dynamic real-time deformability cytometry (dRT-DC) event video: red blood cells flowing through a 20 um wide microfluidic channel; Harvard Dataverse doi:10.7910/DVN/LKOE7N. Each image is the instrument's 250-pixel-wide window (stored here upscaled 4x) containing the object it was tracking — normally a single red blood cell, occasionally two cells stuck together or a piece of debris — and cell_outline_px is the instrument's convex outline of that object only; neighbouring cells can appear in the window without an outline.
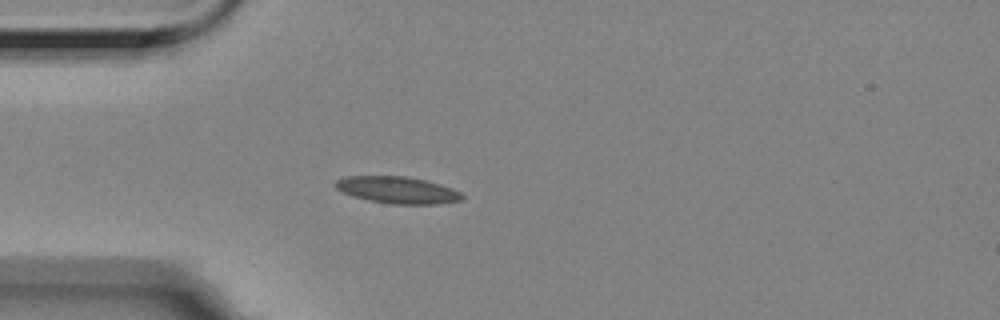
{"species": "Egyptian fruit bat (a non-hibernating species)", "species_latin": "Rousettus aegyptiacus", "temperature_condition": "room temperature", "stored_images_in_passage": 4, "camera_frame_rate_fps": 3000, "um_per_image_px": 0.085, "animal": {"sex": "female"}, "frame": {"image": 1, "passage_image": 4, "time_ms": 1.0, "image_size_px": [1000, 320], "cell_outline_px": [[464, 196], [460, 200], [436, 204], [392, 204], [368, 200], [344, 192], [336, 188], [336, 180], [344, 176], [404, 176], [424, 180], [440, 184], [452, 188], [460, 192]], "centroid_in_image_um": [33.8, 16.15], "position_along_channel_um": 51.2, "area_um2": 19.54}}